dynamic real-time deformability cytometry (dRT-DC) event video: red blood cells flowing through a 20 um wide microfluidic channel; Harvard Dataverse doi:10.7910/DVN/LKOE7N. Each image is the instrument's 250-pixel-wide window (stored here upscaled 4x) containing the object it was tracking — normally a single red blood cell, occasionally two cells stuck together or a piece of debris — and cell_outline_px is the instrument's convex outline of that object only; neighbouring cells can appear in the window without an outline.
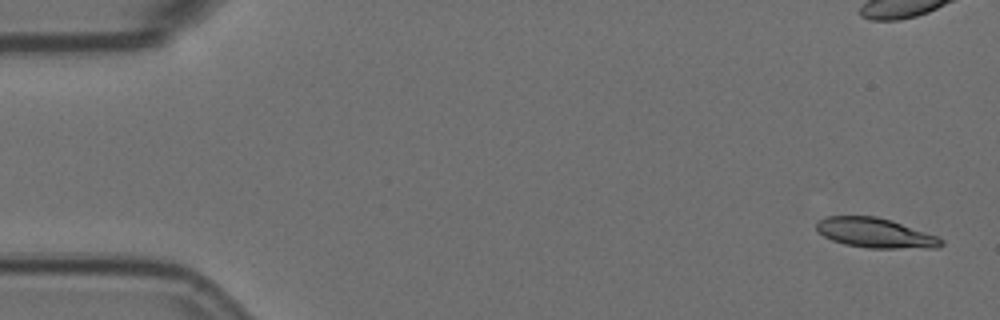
{"species": "Egyptian fruit bat (a non-hibernating species)", "species_latin": "Rousettus aegyptiacus", "temperature_condition": "room temperature", "stored_images_in_passage": 6, "segment_of_instrument_passage": [2, 2], "camera_frame_rate_fps": 3000, "um_per_image_px": 0.085, "animal": {"sex": "female"}, "frame": {"image": 1, "passage_image": 6, "time_ms": 1.667, "image_size_px": [1000, 320], "cell_outline_px": [[944, 244], [940, 248], [868, 248], [844, 244], [832, 240], [816, 232], [816, 220], [828, 216], [876, 216], [892, 220], [936, 236], [944, 240]], "centroid_in_image_um": [74.38, 19.8], "position_along_channel_um": 10.6, "area_um2": 21.79}}